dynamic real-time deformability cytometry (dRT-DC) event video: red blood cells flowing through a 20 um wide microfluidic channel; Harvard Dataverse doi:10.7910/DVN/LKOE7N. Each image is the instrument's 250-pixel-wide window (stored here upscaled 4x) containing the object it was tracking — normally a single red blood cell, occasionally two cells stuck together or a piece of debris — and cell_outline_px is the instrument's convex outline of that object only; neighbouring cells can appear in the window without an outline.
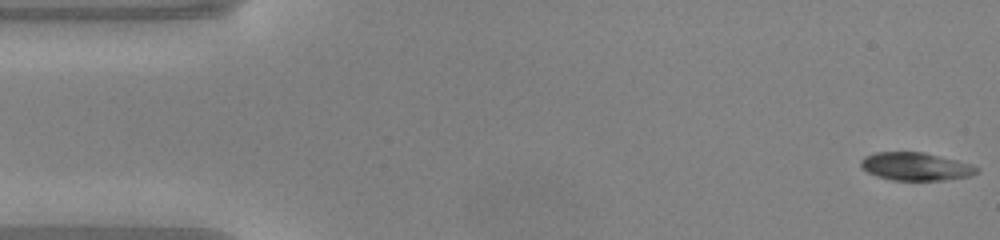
{"species": "common noctule bat (a hibernating species)", "species_latin": "Nyctalus noctula", "temperature_condition": "warm", "stored_images_in_passage": 49, "camera_frame_rate_fps": 3000, "um_per_image_px": 0.085, "animal": {"sex": "male", "body_mass_g": 20.0, "forearm_length_mm": 53.3}, "frame": {"image": 1, "passage_image": 1, "time_ms": 0.0, "image_size_px": [1000, 240], "cell_outline_px": [[980, 172], [972, 176], [944, 180], [892, 180], [876, 176], [860, 168], [860, 160], [864, 156], [876, 152], [924, 152], [972, 164], [980, 168]], "centroid_in_image_um": [77.85, 14.15], "position_along_channel_um": 7.2, "area_um2": 19.13}}
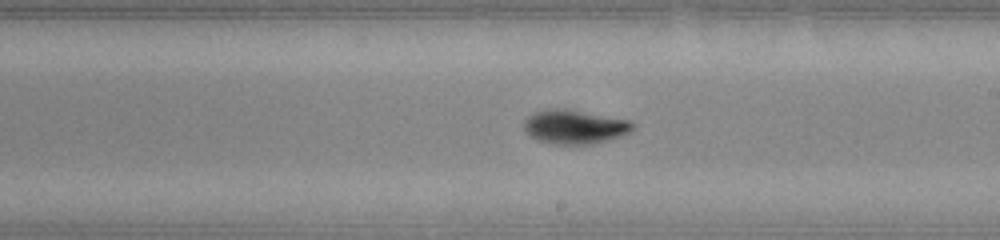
{"frame": {"image": 2, "passage_image": 27, "time_ms": 8.667, "image_size_px": [1000, 240], "cell_outline_px": [[636, 124], [628, 132], [620, 136], [608, 140], [592, 144], [556, 144], [540, 140], [532, 136], [524, 128], [524, 120], [532, 112], [548, 108], [568, 108], [632, 120]], "centroid_in_image_um": [48.87, 10.74], "position_along_channel_um": 240.1, "area_um2": 21.73}}
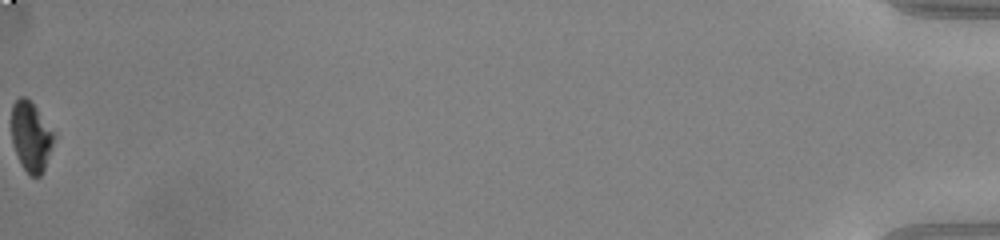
{"frame": {"image": 3, "passage_image": 49, "time_ms": 16.0, "image_size_px": [1000, 240], "cell_outline_px": [[56, 136], [52, 148], [44, 168], [40, 176], [28, 176], [20, 164], [12, 144], [12, 104], [20, 96], [24, 96], [36, 108]], "centroid_in_image_um": [2.62, 11.65], "position_along_channel_um": 432.6, "area_um2": 17.17}, "authors_computed_cell_mechanics": {"area_um2": 19.5364, "velocity_mm_per_s": 4.1137, "shape_relaxation_time_tau1_ms": 2.3485, "shape_relaxation_time_tau2_ms": 4.8938, "deformation_change_tau1": 0.1602, "deformation_change_tau2": 0.0829}}